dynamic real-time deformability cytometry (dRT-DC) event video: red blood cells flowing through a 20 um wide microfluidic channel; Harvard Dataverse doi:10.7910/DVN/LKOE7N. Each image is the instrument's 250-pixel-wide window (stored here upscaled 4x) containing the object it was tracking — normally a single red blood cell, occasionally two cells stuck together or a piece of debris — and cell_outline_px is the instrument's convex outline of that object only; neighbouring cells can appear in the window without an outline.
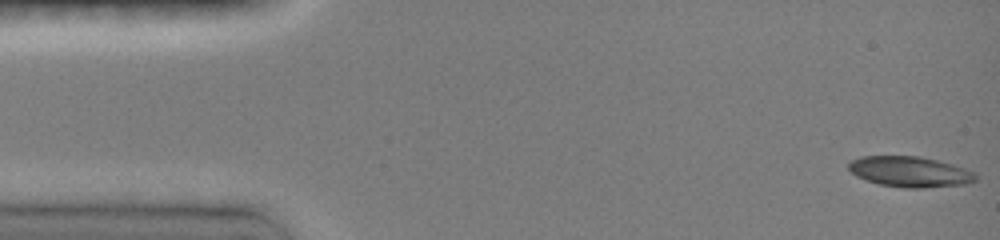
{"species": "common noctule bat (a hibernating species)", "species_latin": "Nyctalus noctula", "temperature_condition": "room temperature", "stored_images_in_passage": 11, "camera_frame_rate_fps": 3000, "um_per_image_px": 0.085, "animal": {"sex": "female", "body_mass_g": 19.0, "forearm_length_mm": 51.5}, "frame": {"image": 1, "passage_image": 1, "time_ms": 0.0, "image_size_px": [1000, 240], "cell_outline_px": [[976, 180], [964, 184], [924, 188], [904, 188], [880, 184], [856, 176], [848, 168], [848, 164], [852, 160], [860, 156], [916, 156], [936, 160], [952, 164], [964, 168], [972, 172], [976, 176]], "centroid_in_image_um": [77.32, 14.6], "position_along_channel_um": 7.7, "area_um2": 22.37}}
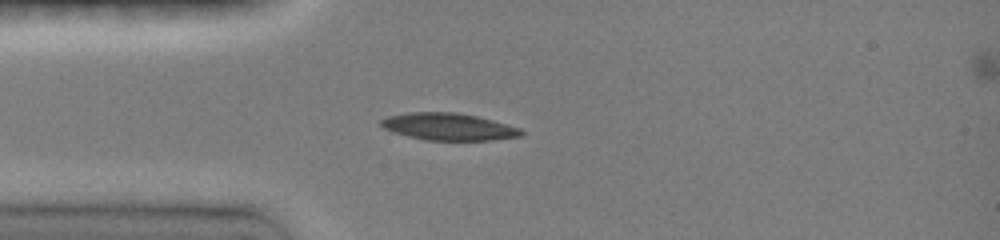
{"frame": {"image": 2, "passage_image": 10, "time_ms": 3.667, "image_size_px": [1000, 240], "cell_outline_px": [[524, 132], [520, 136], [492, 140], [428, 140], [408, 136], [392, 132], [384, 128], [380, 124], [380, 120], [388, 116], [408, 112], [456, 112], [476, 116], [492, 120], [520, 128]], "centroid_in_image_um": [38.1, 10.76], "position_along_channel_um": 46.9, "area_um2": 22.02}}